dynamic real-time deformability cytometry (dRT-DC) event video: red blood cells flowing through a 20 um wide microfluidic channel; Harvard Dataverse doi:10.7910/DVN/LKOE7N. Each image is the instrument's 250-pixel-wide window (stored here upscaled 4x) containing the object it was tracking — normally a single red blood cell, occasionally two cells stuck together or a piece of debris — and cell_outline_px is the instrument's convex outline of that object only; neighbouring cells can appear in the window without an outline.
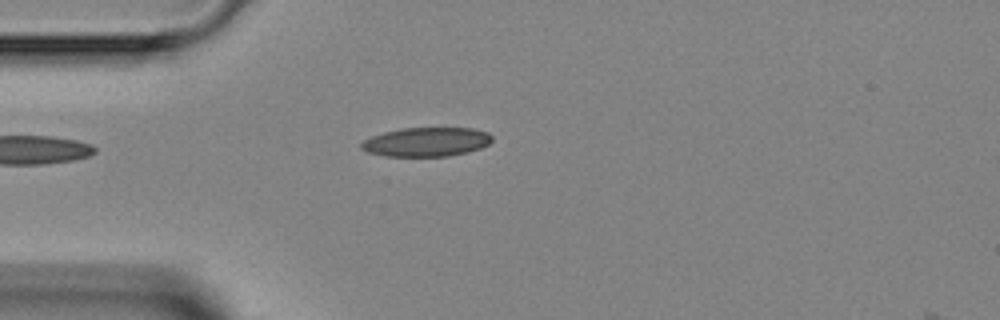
{"species": "Egyptian fruit bat (a non-hibernating species)", "species_latin": "Rousettus aegyptiacus", "temperature_condition": "room temperature", "stored_images_in_passage": 3, "camera_frame_rate_fps": 3000, "um_per_image_px": 0.085, "animal": {"sex": "female"}, "frame": {"image": 1, "passage_image": 1, "time_ms": 0.0, "image_size_px": [1000, 320], "cell_outline_px": [[492, 140], [488, 144], [480, 148], [468, 152], [448, 156], [388, 156], [368, 152], [360, 148], [360, 144], [364, 140], [372, 136], [384, 132], [404, 128], [472, 128], [488, 132], [492, 136]], "centroid_in_image_um": [36.26, 12.06], "position_along_channel_um": 48.7, "area_um2": 22.08}}